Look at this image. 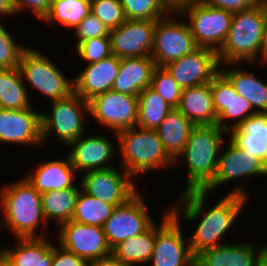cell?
I'll return each mask as SVG.
<instances>
[{
    "instance_id": "1",
    "label": "cell",
    "mask_w": 267,
    "mask_h": 266,
    "mask_svg": "<svg viewBox=\"0 0 267 266\" xmlns=\"http://www.w3.org/2000/svg\"><path fill=\"white\" fill-rule=\"evenodd\" d=\"M243 185H236L210 209L205 207L209 192L204 190L180 193L178 200L172 204L174 206H169L172 214L178 220L181 219L182 215V219L187 223L193 224L199 221L192 232L193 234L188 237L194 256L204 250L216 248L226 243L223 240L224 236L229 232V229L231 231L239 217L238 215L243 212L245 205L247 206L249 194Z\"/></svg>"
},
{
    "instance_id": "2",
    "label": "cell",
    "mask_w": 267,
    "mask_h": 266,
    "mask_svg": "<svg viewBox=\"0 0 267 266\" xmlns=\"http://www.w3.org/2000/svg\"><path fill=\"white\" fill-rule=\"evenodd\" d=\"M1 187L0 229H9L16 239L44 237L37 231L39 228L43 231L48 229L41 194L24 177Z\"/></svg>"
},
{
    "instance_id": "3",
    "label": "cell",
    "mask_w": 267,
    "mask_h": 266,
    "mask_svg": "<svg viewBox=\"0 0 267 266\" xmlns=\"http://www.w3.org/2000/svg\"><path fill=\"white\" fill-rule=\"evenodd\" d=\"M228 132L218 125H198L190 133L182 153L174 164H185L186 187L181 193L203 190L212 180L217 168L219 152ZM183 160V161H182Z\"/></svg>"
},
{
    "instance_id": "4",
    "label": "cell",
    "mask_w": 267,
    "mask_h": 266,
    "mask_svg": "<svg viewBox=\"0 0 267 266\" xmlns=\"http://www.w3.org/2000/svg\"><path fill=\"white\" fill-rule=\"evenodd\" d=\"M114 137L119 145L116 152L120 154V168L135 179L175 165L156 130L135 126L116 133Z\"/></svg>"
},
{
    "instance_id": "5",
    "label": "cell",
    "mask_w": 267,
    "mask_h": 266,
    "mask_svg": "<svg viewBox=\"0 0 267 266\" xmlns=\"http://www.w3.org/2000/svg\"><path fill=\"white\" fill-rule=\"evenodd\" d=\"M266 13L260 6L233 13L228 36L217 52L220 65L259 64Z\"/></svg>"
},
{
    "instance_id": "6",
    "label": "cell",
    "mask_w": 267,
    "mask_h": 266,
    "mask_svg": "<svg viewBox=\"0 0 267 266\" xmlns=\"http://www.w3.org/2000/svg\"><path fill=\"white\" fill-rule=\"evenodd\" d=\"M175 9L187 21L198 47L216 52L221 49L231 27L233 12L211 7L202 0H186Z\"/></svg>"
},
{
    "instance_id": "7",
    "label": "cell",
    "mask_w": 267,
    "mask_h": 266,
    "mask_svg": "<svg viewBox=\"0 0 267 266\" xmlns=\"http://www.w3.org/2000/svg\"><path fill=\"white\" fill-rule=\"evenodd\" d=\"M49 114L41 112L42 145L45 146L50 134L67 147L86 132V119L89 113L88 101L75 92L69 96L52 101ZM86 113V114H85ZM86 117V118H85Z\"/></svg>"
},
{
    "instance_id": "8",
    "label": "cell",
    "mask_w": 267,
    "mask_h": 266,
    "mask_svg": "<svg viewBox=\"0 0 267 266\" xmlns=\"http://www.w3.org/2000/svg\"><path fill=\"white\" fill-rule=\"evenodd\" d=\"M41 52L28 46L21 54L18 67L25 85L47 96L50 102L69 96L74 92L73 77L65 76L61 68Z\"/></svg>"
},
{
    "instance_id": "9",
    "label": "cell",
    "mask_w": 267,
    "mask_h": 266,
    "mask_svg": "<svg viewBox=\"0 0 267 266\" xmlns=\"http://www.w3.org/2000/svg\"><path fill=\"white\" fill-rule=\"evenodd\" d=\"M178 16V20H175ZM183 19L184 17L174 9L156 21L150 55L156 66L164 67L198 48L187 21Z\"/></svg>"
},
{
    "instance_id": "10",
    "label": "cell",
    "mask_w": 267,
    "mask_h": 266,
    "mask_svg": "<svg viewBox=\"0 0 267 266\" xmlns=\"http://www.w3.org/2000/svg\"><path fill=\"white\" fill-rule=\"evenodd\" d=\"M159 226L156 224V239L150 259L151 266H195L188 237L182 234L181 220L170 209L164 208Z\"/></svg>"
},
{
    "instance_id": "11",
    "label": "cell",
    "mask_w": 267,
    "mask_h": 266,
    "mask_svg": "<svg viewBox=\"0 0 267 266\" xmlns=\"http://www.w3.org/2000/svg\"><path fill=\"white\" fill-rule=\"evenodd\" d=\"M143 198L138 190L125 203L116 206L105 222L103 230L111 249L124 240L142 234L155 223Z\"/></svg>"
},
{
    "instance_id": "12",
    "label": "cell",
    "mask_w": 267,
    "mask_h": 266,
    "mask_svg": "<svg viewBox=\"0 0 267 266\" xmlns=\"http://www.w3.org/2000/svg\"><path fill=\"white\" fill-rule=\"evenodd\" d=\"M89 103V117L108 128L113 135L135 127L138 121V96L106 91L96 95Z\"/></svg>"
},
{
    "instance_id": "13",
    "label": "cell",
    "mask_w": 267,
    "mask_h": 266,
    "mask_svg": "<svg viewBox=\"0 0 267 266\" xmlns=\"http://www.w3.org/2000/svg\"><path fill=\"white\" fill-rule=\"evenodd\" d=\"M132 178L124 169L111 167L84 172L78 184L84 192L116 207L139 190Z\"/></svg>"
},
{
    "instance_id": "14",
    "label": "cell",
    "mask_w": 267,
    "mask_h": 266,
    "mask_svg": "<svg viewBox=\"0 0 267 266\" xmlns=\"http://www.w3.org/2000/svg\"><path fill=\"white\" fill-rule=\"evenodd\" d=\"M56 239L57 244L63 249L75 253L87 262L112 253L103 227L71 220L59 226Z\"/></svg>"
},
{
    "instance_id": "15",
    "label": "cell",
    "mask_w": 267,
    "mask_h": 266,
    "mask_svg": "<svg viewBox=\"0 0 267 266\" xmlns=\"http://www.w3.org/2000/svg\"><path fill=\"white\" fill-rule=\"evenodd\" d=\"M227 142L228 148L226 147V150L222 151L225 148V143H223L220 149L222 153H219L213 180L203 189L204 191L215 192L224 184L232 183L235 179L241 180L243 177L267 176V165L262 160L250 156L249 153L239 149L229 139Z\"/></svg>"
},
{
    "instance_id": "16",
    "label": "cell",
    "mask_w": 267,
    "mask_h": 266,
    "mask_svg": "<svg viewBox=\"0 0 267 266\" xmlns=\"http://www.w3.org/2000/svg\"><path fill=\"white\" fill-rule=\"evenodd\" d=\"M215 50L198 47L193 52L164 66L181 89L210 83L220 72Z\"/></svg>"
},
{
    "instance_id": "17",
    "label": "cell",
    "mask_w": 267,
    "mask_h": 266,
    "mask_svg": "<svg viewBox=\"0 0 267 266\" xmlns=\"http://www.w3.org/2000/svg\"><path fill=\"white\" fill-rule=\"evenodd\" d=\"M157 20H126L110 30L111 53L118 58L150 56Z\"/></svg>"
},
{
    "instance_id": "18",
    "label": "cell",
    "mask_w": 267,
    "mask_h": 266,
    "mask_svg": "<svg viewBox=\"0 0 267 266\" xmlns=\"http://www.w3.org/2000/svg\"><path fill=\"white\" fill-rule=\"evenodd\" d=\"M217 125L229 132L246 118L256 114L250 102L236 93L231 82L219 72L210 82ZM230 121L231 123H229Z\"/></svg>"
},
{
    "instance_id": "19",
    "label": "cell",
    "mask_w": 267,
    "mask_h": 266,
    "mask_svg": "<svg viewBox=\"0 0 267 266\" xmlns=\"http://www.w3.org/2000/svg\"><path fill=\"white\" fill-rule=\"evenodd\" d=\"M0 143L41 147V112L0 108Z\"/></svg>"
},
{
    "instance_id": "20",
    "label": "cell",
    "mask_w": 267,
    "mask_h": 266,
    "mask_svg": "<svg viewBox=\"0 0 267 266\" xmlns=\"http://www.w3.org/2000/svg\"><path fill=\"white\" fill-rule=\"evenodd\" d=\"M83 134L77 140L68 145L67 148L72 147L68 152V157L75 171L84 172L92 170H101L114 167L110 165L114 156L116 146L114 148L113 141L108 139V136L87 135Z\"/></svg>"
},
{
    "instance_id": "21",
    "label": "cell",
    "mask_w": 267,
    "mask_h": 266,
    "mask_svg": "<svg viewBox=\"0 0 267 266\" xmlns=\"http://www.w3.org/2000/svg\"><path fill=\"white\" fill-rule=\"evenodd\" d=\"M264 243L257 248L255 242L228 243L227 241L221 246L197 254L195 266H260Z\"/></svg>"
},
{
    "instance_id": "22",
    "label": "cell",
    "mask_w": 267,
    "mask_h": 266,
    "mask_svg": "<svg viewBox=\"0 0 267 266\" xmlns=\"http://www.w3.org/2000/svg\"><path fill=\"white\" fill-rule=\"evenodd\" d=\"M120 61V58L112 54L99 62L86 64L79 75L73 76L74 92L89 101L96 95L112 90Z\"/></svg>"
},
{
    "instance_id": "23",
    "label": "cell",
    "mask_w": 267,
    "mask_h": 266,
    "mask_svg": "<svg viewBox=\"0 0 267 266\" xmlns=\"http://www.w3.org/2000/svg\"><path fill=\"white\" fill-rule=\"evenodd\" d=\"M37 165L35 171L32 170V173H28L24 178L40 194L64 190L76 185L77 172L68 155L65 158L42 161Z\"/></svg>"
},
{
    "instance_id": "24",
    "label": "cell",
    "mask_w": 267,
    "mask_h": 266,
    "mask_svg": "<svg viewBox=\"0 0 267 266\" xmlns=\"http://www.w3.org/2000/svg\"><path fill=\"white\" fill-rule=\"evenodd\" d=\"M229 140L267 165V113H256L228 132Z\"/></svg>"
},
{
    "instance_id": "25",
    "label": "cell",
    "mask_w": 267,
    "mask_h": 266,
    "mask_svg": "<svg viewBox=\"0 0 267 266\" xmlns=\"http://www.w3.org/2000/svg\"><path fill=\"white\" fill-rule=\"evenodd\" d=\"M156 65L151 56L121 58L118 76L112 90L131 96H138L151 85Z\"/></svg>"
},
{
    "instance_id": "26",
    "label": "cell",
    "mask_w": 267,
    "mask_h": 266,
    "mask_svg": "<svg viewBox=\"0 0 267 266\" xmlns=\"http://www.w3.org/2000/svg\"><path fill=\"white\" fill-rule=\"evenodd\" d=\"M222 65L220 72L231 82L236 93L247 99L256 113H267V82L254 72L238 67L237 63Z\"/></svg>"
},
{
    "instance_id": "27",
    "label": "cell",
    "mask_w": 267,
    "mask_h": 266,
    "mask_svg": "<svg viewBox=\"0 0 267 266\" xmlns=\"http://www.w3.org/2000/svg\"><path fill=\"white\" fill-rule=\"evenodd\" d=\"M14 248L1 247L0 253L12 266H51L53 243L42 238H17Z\"/></svg>"
},
{
    "instance_id": "28",
    "label": "cell",
    "mask_w": 267,
    "mask_h": 266,
    "mask_svg": "<svg viewBox=\"0 0 267 266\" xmlns=\"http://www.w3.org/2000/svg\"><path fill=\"white\" fill-rule=\"evenodd\" d=\"M178 109L195 125H217L210 83L182 89Z\"/></svg>"
},
{
    "instance_id": "29",
    "label": "cell",
    "mask_w": 267,
    "mask_h": 266,
    "mask_svg": "<svg viewBox=\"0 0 267 266\" xmlns=\"http://www.w3.org/2000/svg\"><path fill=\"white\" fill-rule=\"evenodd\" d=\"M195 125L178 109L172 108L155 129L168 155L175 159L182 153Z\"/></svg>"
},
{
    "instance_id": "30",
    "label": "cell",
    "mask_w": 267,
    "mask_h": 266,
    "mask_svg": "<svg viewBox=\"0 0 267 266\" xmlns=\"http://www.w3.org/2000/svg\"><path fill=\"white\" fill-rule=\"evenodd\" d=\"M81 185L64 190L49 191L41 194V204L47 224L51 220L60 225L72 220L77 196Z\"/></svg>"
},
{
    "instance_id": "31",
    "label": "cell",
    "mask_w": 267,
    "mask_h": 266,
    "mask_svg": "<svg viewBox=\"0 0 267 266\" xmlns=\"http://www.w3.org/2000/svg\"><path fill=\"white\" fill-rule=\"evenodd\" d=\"M29 88L23 81L19 67L0 69V108L22 110L30 108Z\"/></svg>"
},
{
    "instance_id": "32",
    "label": "cell",
    "mask_w": 267,
    "mask_h": 266,
    "mask_svg": "<svg viewBox=\"0 0 267 266\" xmlns=\"http://www.w3.org/2000/svg\"><path fill=\"white\" fill-rule=\"evenodd\" d=\"M155 239L156 222L142 234L120 242L112 249V253L132 266L145 265L150 262Z\"/></svg>"
},
{
    "instance_id": "33",
    "label": "cell",
    "mask_w": 267,
    "mask_h": 266,
    "mask_svg": "<svg viewBox=\"0 0 267 266\" xmlns=\"http://www.w3.org/2000/svg\"><path fill=\"white\" fill-rule=\"evenodd\" d=\"M90 13V0H53L48 13L41 21L49 27L59 23L65 28L75 30Z\"/></svg>"
},
{
    "instance_id": "34",
    "label": "cell",
    "mask_w": 267,
    "mask_h": 266,
    "mask_svg": "<svg viewBox=\"0 0 267 266\" xmlns=\"http://www.w3.org/2000/svg\"><path fill=\"white\" fill-rule=\"evenodd\" d=\"M172 109L171 106L156 93L150 86L138 95V121L139 128L155 130Z\"/></svg>"
},
{
    "instance_id": "35",
    "label": "cell",
    "mask_w": 267,
    "mask_h": 266,
    "mask_svg": "<svg viewBox=\"0 0 267 266\" xmlns=\"http://www.w3.org/2000/svg\"><path fill=\"white\" fill-rule=\"evenodd\" d=\"M115 206L89 195L80 189L77 196L72 221L90 226L103 227Z\"/></svg>"
},
{
    "instance_id": "36",
    "label": "cell",
    "mask_w": 267,
    "mask_h": 266,
    "mask_svg": "<svg viewBox=\"0 0 267 266\" xmlns=\"http://www.w3.org/2000/svg\"><path fill=\"white\" fill-rule=\"evenodd\" d=\"M127 20H158L175 9L169 0H120Z\"/></svg>"
},
{
    "instance_id": "37",
    "label": "cell",
    "mask_w": 267,
    "mask_h": 266,
    "mask_svg": "<svg viewBox=\"0 0 267 266\" xmlns=\"http://www.w3.org/2000/svg\"><path fill=\"white\" fill-rule=\"evenodd\" d=\"M150 87L161 95L169 106L178 108L182 89L165 67H155Z\"/></svg>"
},
{
    "instance_id": "38",
    "label": "cell",
    "mask_w": 267,
    "mask_h": 266,
    "mask_svg": "<svg viewBox=\"0 0 267 266\" xmlns=\"http://www.w3.org/2000/svg\"><path fill=\"white\" fill-rule=\"evenodd\" d=\"M93 13L109 30L117 28L127 19L120 0H90Z\"/></svg>"
},
{
    "instance_id": "39",
    "label": "cell",
    "mask_w": 267,
    "mask_h": 266,
    "mask_svg": "<svg viewBox=\"0 0 267 266\" xmlns=\"http://www.w3.org/2000/svg\"><path fill=\"white\" fill-rule=\"evenodd\" d=\"M5 27L0 22V69H12L18 67L21 54L28 45L16 42Z\"/></svg>"
},
{
    "instance_id": "40",
    "label": "cell",
    "mask_w": 267,
    "mask_h": 266,
    "mask_svg": "<svg viewBox=\"0 0 267 266\" xmlns=\"http://www.w3.org/2000/svg\"><path fill=\"white\" fill-rule=\"evenodd\" d=\"M76 54L87 64L99 62L112 55L109 37H96L81 42Z\"/></svg>"
},
{
    "instance_id": "41",
    "label": "cell",
    "mask_w": 267,
    "mask_h": 266,
    "mask_svg": "<svg viewBox=\"0 0 267 266\" xmlns=\"http://www.w3.org/2000/svg\"><path fill=\"white\" fill-rule=\"evenodd\" d=\"M76 38L74 49L83 41L96 37H109L110 30L93 14L90 13L73 30Z\"/></svg>"
},
{
    "instance_id": "42",
    "label": "cell",
    "mask_w": 267,
    "mask_h": 266,
    "mask_svg": "<svg viewBox=\"0 0 267 266\" xmlns=\"http://www.w3.org/2000/svg\"><path fill=\"white\" fill-rule=\"evenodd\" d=\"M53 0H13L16 14L23 12L24 10L32 12L38 20L44 18L48 13Z\"/></svg>"
},
{
    "instance_id": "43",
    "label": "cell",
    "mask_w": 267,
    "mask_h": 266,
    "mask_svg": "<svg viewBox=\"0 0 267 266\" xmlns=\"http://www.w3.org/2000/svg\"><path fill=\"white\" fill-rule=\"evenodd\" d=\"M51 266H87L84 258L78 257L75 253L63 249L53 242V260Z\"/></svg>"
},
{
    "instance_id": "44",
    "label": "cell",
    "mask_w": 267,
    "mask_h": 266,
    "mask_svg": "<svg viewBox=\"0 0 267 266\" xmlns=\"http://www.w3.org/2000/svg\"><path fill=\"white\" fill-rule=\"evenodd\" d=\"M205 4L230 12H239L260 6L259 0H202Z\"/></svg>"
},
{
    "instance_id": "45",
    "label": "cell",
    "mask_w": 267,
    "mask_h": 266,
    "mask_svg": "<svg viewBox=\"0 0 267 266\" xmlns=\"http://www.w3.org/2000/svg\"><path fill=\"white\" fill-rule=\"evenodd\" d=\"M87 266H132V265L124 263L119 258H117L113 253H111L108 256L88 261Z\"/></svg>"
},
{
    "instance_id": "46",
    "label": "cell",
    "mask_w": 267,
    "mask_h": 266,
    "mask_svg": "<svg viewBox=\"0 0 267 266\" xmlns=\"http://www.w3.org/2000/svg\"><path fill=\"white\" fill-rule=\"evenodd\" d=\"M16 14V9L13 0H0V18L1 17H12Z\"/></svg>"
},
{
    "instance_id": "47",
    "label": "cell",
    "mask_w": 267,
    "mask_h": 266,
    "mask_svg": "<svg viewBox=\"0 0 267 266\" xmlns=\"http://www.w3.org/2000/svg\"><path fill=\"white\" fill-rule=\"evenodd\" d=\"M259 61H260L259 64H262V66L267 65V13H266V19H265V24H264L263 40H262V45L260 49Z\"/></svg>"
},
{
    "instance_id": "48",
    "label": "cell",
    "mask_w": 267,
    "mask_h": 266,
    "mask_svg": "<svg viewBox=\"0 0 267 266\" xmlns=\"http://www.w3.org/2000/svg\"><path fill=\"white\" fill-rule=\"evenodd\" d=\"M0 266H12V264L0 253Z\"/></svg>"
},
{
    "instance_id": "49",
    "label": "cell",
    "mask_w": 267,
    "mask_h": 266,
    "mask_svg": "<svg viewBox=\"0 0 267 266\" xmlns=\"http://www.w3.org/2000/svg\"><path fill=\"white\" fill-rule=\"evenodd\" d=\"M262 264L267 266V243H265V248L262 254Z\"/></svg>"
},
{
    "instance_id": "50",
    "label": "cell",
    "mask_w": 267,
    "mask_h": 266,
    "mask_svg": "<svg viewBox=\"0 0 267 266\" xmlns=\"http://www.w3.org/2000/svg\"><path fill=\"white\" fill-rule=\"evenodd\" d=\"M260 7H262L267 12V0H259Z\"/></svg>"
}]
</instances>
